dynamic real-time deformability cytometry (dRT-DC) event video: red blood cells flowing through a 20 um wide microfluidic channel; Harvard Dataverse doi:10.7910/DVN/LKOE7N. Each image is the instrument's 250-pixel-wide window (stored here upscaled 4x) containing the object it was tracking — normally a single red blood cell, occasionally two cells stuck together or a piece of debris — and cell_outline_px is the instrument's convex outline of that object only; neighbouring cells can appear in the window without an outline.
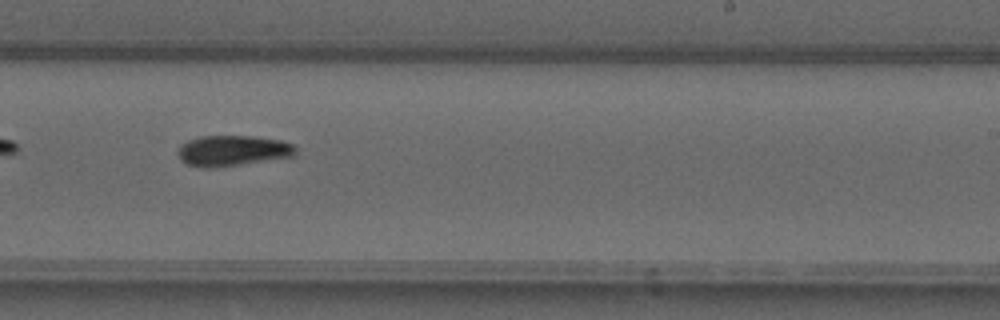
{"species": "common noctule bat (a hibernating species)", "species_latin": "Nyctalus noctula", "temperature_condition": "warm", "stored_images_in_passage": 34, "camera_frame_rate_fps": 3000, "um_per_image_px": 0.085, "animal": {"sex": "male", "forearm_length_mm": 52.5}, "frame": {"image": 1, "passage_image": 15, "time_ms": 4.667, "image_size_px": [1000, 320], "cell_outline_px": [[296, 152], [292, 156], [216, 168], [196, 168], [184, 164], [180, 160], [176, 152], [180, 144], [188, 140], [200, 136], [252, 136], [280, 140], [292, 144], [296, 148]], "centroid_in_image_um": [19.67, 12.82], "position_along_channel_um": 269.3, "area_um2": 21.27}}
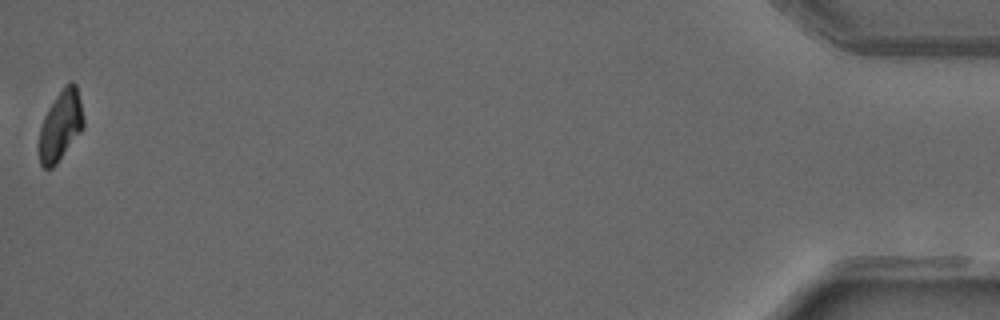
{"frame": {"image": 2, "passage_image": 34, "time_ms": 11.0, "image_size_px": [1000, 320], "cell_outline_px": [[84, 128], [56, 164], [52, 168], [44, 168], [40, 164], [40, 128], [44, 116], [48, 108], [64, 84], [68, 80], [72, 80], [76, 84], [80, 100], [84, 120]], "centroid_in_image_um": [5.17, 10.63], "position_along_channel_um": 430.0, "area_um2": 18.09}}